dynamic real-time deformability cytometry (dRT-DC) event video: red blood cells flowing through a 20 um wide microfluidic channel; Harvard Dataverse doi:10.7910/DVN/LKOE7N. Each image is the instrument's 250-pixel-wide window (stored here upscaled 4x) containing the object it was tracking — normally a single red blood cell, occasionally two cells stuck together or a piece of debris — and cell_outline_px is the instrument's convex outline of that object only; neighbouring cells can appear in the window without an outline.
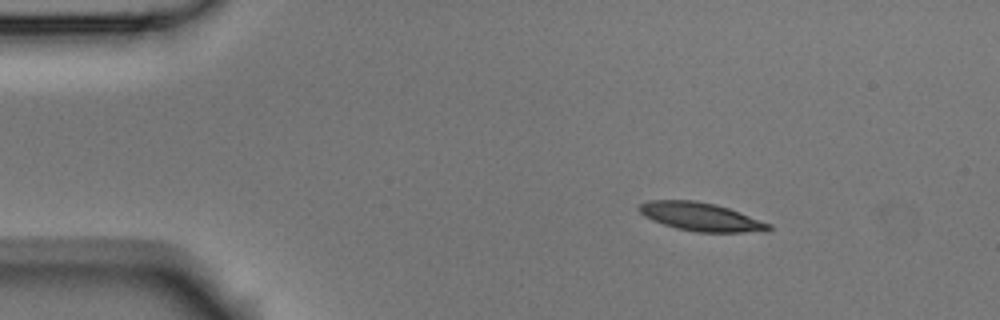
{"species": "Egyptian fruit bat (a non-hibernating species)", "species_latin": "Rousettus aegyptiacus", "temperature_condition": "room temperature", "stored_images_in_passage": 3, "camera_frame_rate_fps": 3000, "um_per_image_px": 0.085, "animal": {"sex": "male"}, "frame": {"image": 1, "passage_image": 1, "time_ms": 0.0, "image_size_px": [1000, 320], "cell_outline_px": [[772, 228], [744, 232], [696, 232], [676, 228], [652, 220], [644, 216], [636, 208], [640, 204], [648, 200], [696, 200], [716, 204], [728, 208], [772, 224]], "centroid_in_image_um": [59.5, 18.41], "position_along_channel_um": 25.5, "area_um2": 21.21}}